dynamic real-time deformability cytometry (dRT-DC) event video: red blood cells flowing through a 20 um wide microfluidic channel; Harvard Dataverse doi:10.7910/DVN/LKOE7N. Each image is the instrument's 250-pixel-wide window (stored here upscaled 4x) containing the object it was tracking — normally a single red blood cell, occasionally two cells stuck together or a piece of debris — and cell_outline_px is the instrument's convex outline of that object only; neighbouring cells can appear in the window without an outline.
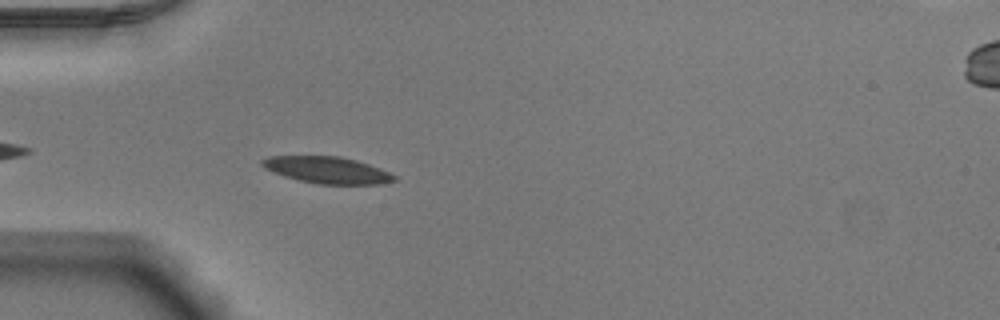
{"species": "Egyptian fruit bat (a non-hibernating species)", "species_latin": "Rousettus aegyptiacus", "temperature_condition": "warm", "stored_images_in_passage": 33, "camera_frame_rate_fps": 3000, "um_per_image_px": 0.085, "animal": {"sex": "male"}, "frame": {"image": 1, "passage_image": 3, "time_ms": 0.667, "image_size_px": [1000, 320], "cell_outline_px": [[396, 180], [384, 184], [316, 184], [284, 176], [272, 172], [264, 168], [260, 164], [260, 160], [268, 156], [340, 156], [356, 160], [380, 168], [396, 176]], "centroid_in_image_um": [27.79, 14.45], "position_along_channel_um": 57.2, "area_um2": 20.63}}
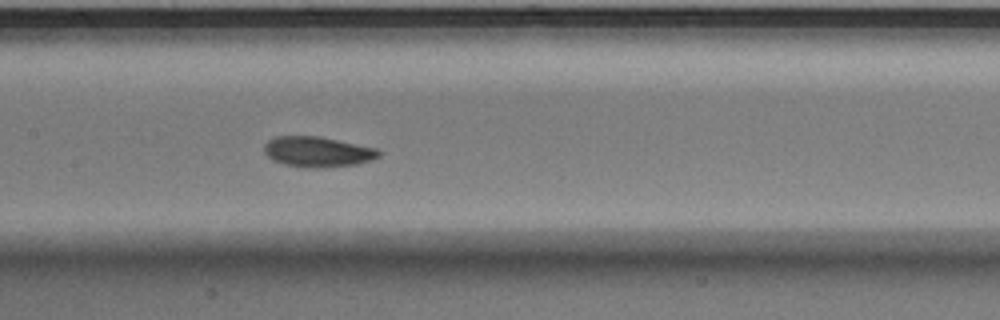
{"frame": {"image": 2, "passage_image": 13, "time_ms": 4.0, "image_size_px": [1000, 320], "cell_outline_px": [[380, 156], [372, 160], [356, 164], [320, 168], [304, 168], [284, 164], [272, 160], [264, 152], [264, 144], [268, 140], [276, 136], [320, 136], [376, 148], [380, 152]], "centroid_in_image_um": [26.97, 12.9], "position_along_channel_um": 180.4, "area_um2": 20.4}}
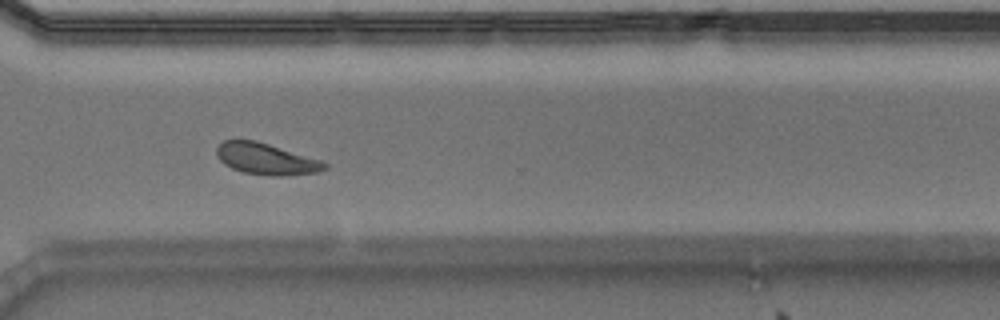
{"frame": {"image": 3, "passage_image": 26, "time_ms": 8.333, "image_size_px": [1000, 320], "cell_outline_px": [[328, 168], [320, 172], [288, 176], [268, 176], [244, 172], [232, 168], [224, 164], [220, 160], [216, 152], [216, 148], [224, 140], [256, 140], [320, 160], [328, 164]], "centroid_in_image_um": [22.64, 13.52], "position_along_channel_um": 348.0, "area_um2": 19.77}, "authors_computed_cell_mechanics": {"area_um2": 19.8832, "velocity_mm_per_s": 3.8736, "shape_relaxation_time_tau1_ms": 2.2621, "shape_relaxation_time_tau2_ms": 4.5928, "deformation_change_tau1": 0.117, "deformation_change_tau2": 0.1044}}